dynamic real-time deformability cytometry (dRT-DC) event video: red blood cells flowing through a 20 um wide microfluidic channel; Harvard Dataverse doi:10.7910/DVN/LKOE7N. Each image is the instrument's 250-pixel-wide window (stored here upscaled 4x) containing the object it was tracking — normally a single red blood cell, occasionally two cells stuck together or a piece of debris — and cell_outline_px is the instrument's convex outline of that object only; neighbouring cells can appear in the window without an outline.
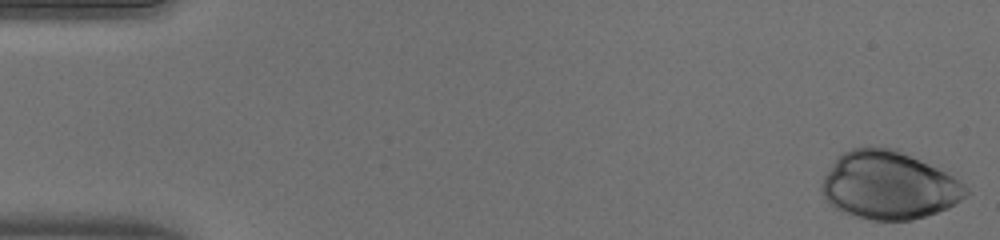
{"species": "human", "species_latin": "Homo sapiens", "temperature_condition": "warm", "stored_images_in_passage": 42, "camera_frame_rate_fps": 3000, "um_per_image_px": 0.085, "donor": {"sex": "male"}, "frame": {"image": 1, "passage_image": 1, "time_ms": 0.0, "image_size_px": [1000, 240], "cell_outline_px": [[968, 196], [956, 204], [948, 208], [912, 220], [872, 220], [840, 212], [824, 196], [820, 188], [820, 184], [824, 176], [832, 164], [844, 152], [852, 148], [896, 148], [952, 176], [964, 184], [968, 188]], "centroid_in_image_um": [75.55, 15.77], "position_along_channel_um": 9.4, "area_um2": 56.59}}
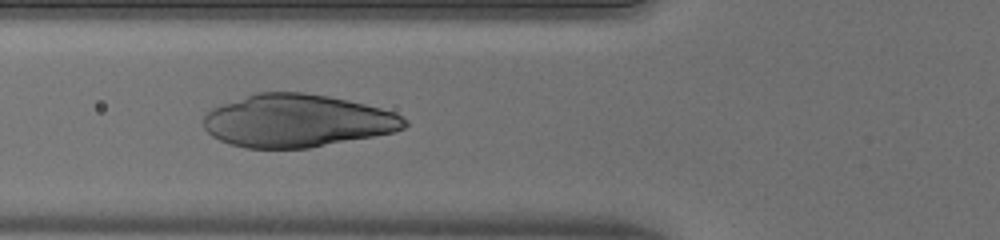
{"frame": {"image": 2, "passage_image": 19, "time_ms": 6.0, "image_size_px": [1000, 240], "cell_outline_px": [[408, 124], [404, 128], [392, 132], [372, 136], [308, 148], [244, 148], [220, 140], [212, 136], [204, 128], [204, 116], [212, 108], [256, 92], [304, 92], [328, 96], [348, 100], [380, 108], [392, 112], [408, 120]], "centroid_in_image_um": [25.23, 10.26], "position_along_channel_um": 100.6, "area_um2": 61.33}}
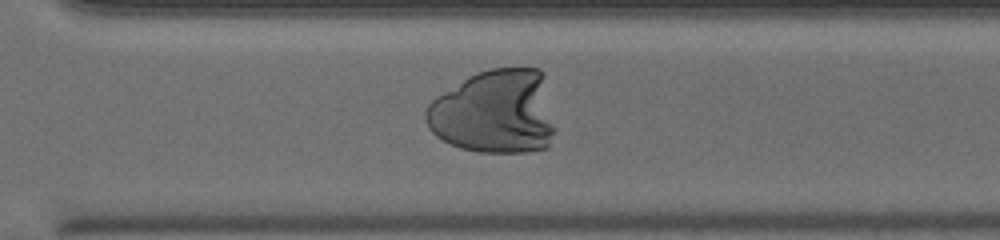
{"frame": {"image": 3, "passage_image": 36, "time_ms": 11.667, "image_size_px": [1000, 240], "cell_outline_px": [[556, 128], [548, 148], [524, 152], [480, 152], [460, 148], [436, 136], [428, 128], [424, 116], [424, 112], [428, 104], [436, 96], [468, 76], [476, 72], [492, 68], [540, 68]], "centroid_in_image_um": [42.04, 9.52], "position_along_channel_um": 328.6, "area_um2": 63.7}}